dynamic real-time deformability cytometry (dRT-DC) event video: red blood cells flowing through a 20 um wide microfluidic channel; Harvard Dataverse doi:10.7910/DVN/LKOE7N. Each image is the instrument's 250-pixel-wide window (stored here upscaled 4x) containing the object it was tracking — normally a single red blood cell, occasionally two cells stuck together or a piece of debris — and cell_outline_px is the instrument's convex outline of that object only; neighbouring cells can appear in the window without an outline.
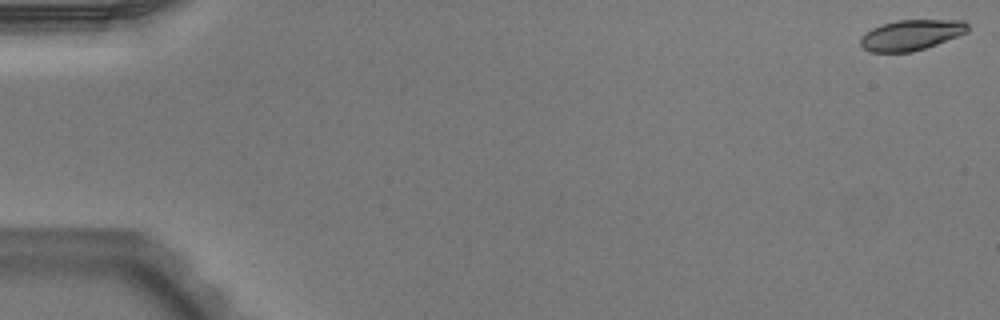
{"species": "Egyptian fruit bat (a non-hibernating species)", "species_latin": "Rousettus aegyptiacus", "temperature_condition": "warm", "stored_images_in_passage": 52, "camera_frame_rate_fps": 3000, "um_per_image_px": 0.085, "animal": {"sex": "male"}, "frame": {"image": 1, "passage_image": 1, "time_ms": 0.0, "image_size_px": [1000, 320], "cell_outline_px": [[968, 32], [936, 44], [912, 52], [868, 52], [860, 44], [860, 36], [864, 32], [880, 24], [896, 20], [964, 20], [968, 24]], "centroid_in_image_um": [77.41, 2.97], "position_along_channel_um": 7.6, "area_um2": 19.19}}
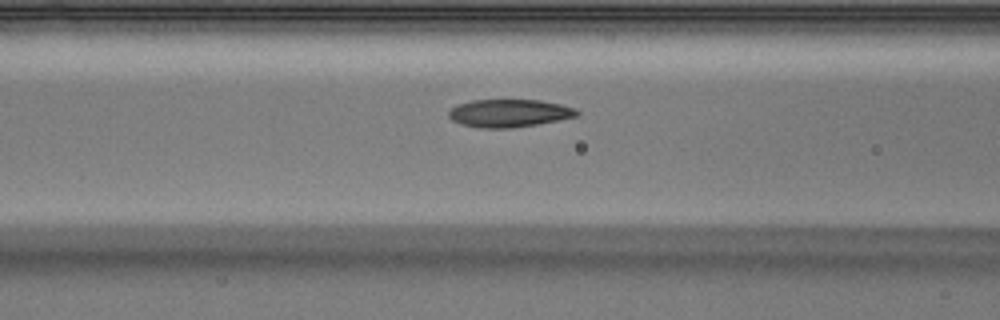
{"frame": {"image": 2, "passage_image": 22, "time_ms": 7.0, "image_size_px": [1000, 320], "cell_outline_px": [[580, 112], [576, 116], [560, 120], [516, 128], [480, 128], [460, 124], [452, 120], [448, 116], [448, 112], [456, 104], [472, 100], [540, 100], [560, 104], [576, 108]], "centroid_in_image_um": [43.27, 9.62], "position_along_channel_um": 123.3, "area_um2": 20.98}}
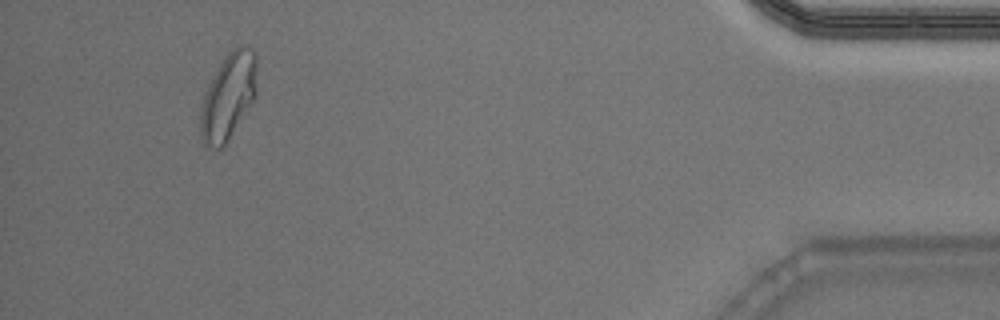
{"frame": {"image": 3, "passage_image": 49, "time_ms": 16.0, "image_size_px": [1000, 320], "cell_outline_px": [[256, 96], [228, 140], [220, 148], [216, 148], [204, 144], [200, 136], [200, 108], [204, 92], [208, 84], [224, 56], [232, 48], [244, 44], [252, 48], [256, 52]], "centroid_in_image_um": [19.4, 8.15], "position_along_channel_um": 415.8, "area_um2": 28.55}, "authors_computed_cell_mechanics": {"area_um2": 20.9236, "velocity_mm_per_s": 3.9358, "shape_relaxation_time_tau1_ms": 4.747, "shape_relaxation_time_tau2_ms": 1.84, "deformation_change_tau1": 0.1454, "deformation_change_tau2": 0.0718}}